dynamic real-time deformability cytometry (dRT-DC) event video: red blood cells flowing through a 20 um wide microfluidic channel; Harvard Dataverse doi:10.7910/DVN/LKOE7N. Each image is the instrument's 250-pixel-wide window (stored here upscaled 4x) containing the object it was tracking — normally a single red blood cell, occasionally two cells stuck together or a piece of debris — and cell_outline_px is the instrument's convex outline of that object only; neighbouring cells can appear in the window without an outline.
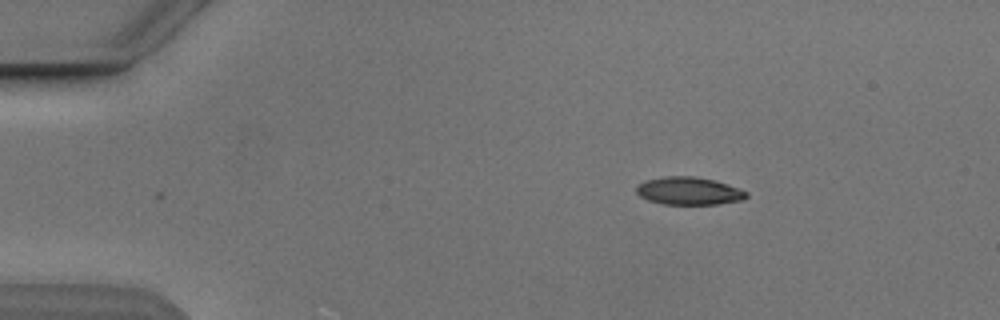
{"species": "Egyptian fruit bat (a non-hibernating species)", "species_latin": "Rousettus aegyptiacus", "temperature_condition": "cold", "stored_images_in_passage": 3, "camera_frame_rate_fps": 3000, "um_per_image_px": 0.085, "animal": {"sex": "male"}, "frame": {"image": 1, "passage_image": 1, "time_ms": 0.0, "image_size_px": [1000, 320], "cell_outline_px": [[748, 196], [740, 200], [716, 204], [664, 204], [648, 200], [640, 196], [636, 192], [636, 188], [644, 180], [664, 176], [692, 176], [712, 180], [748, 192]], "centroid_in_image_um": [58.5, 16.23], "position_along_channel_um": 26.5, "area_um2": 17.46}}